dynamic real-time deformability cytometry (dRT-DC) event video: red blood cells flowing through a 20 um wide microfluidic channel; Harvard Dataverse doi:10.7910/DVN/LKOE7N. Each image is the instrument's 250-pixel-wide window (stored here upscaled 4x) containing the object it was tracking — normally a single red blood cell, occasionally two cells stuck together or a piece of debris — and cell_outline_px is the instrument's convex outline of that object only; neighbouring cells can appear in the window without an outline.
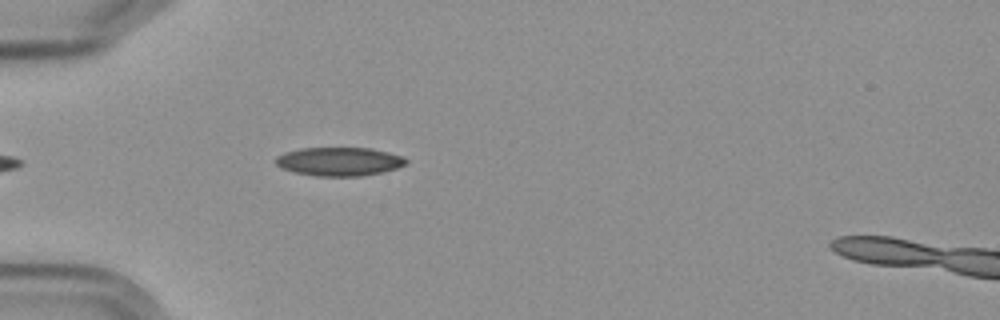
{"species": "Egyptian fruit bat (a non-hibernating species)", "species_latin": "Rousettus aegyptiacus", "temperature_condition": "cold", "stored_images_in_passage": 5, "camera_frame_rate_fps": 3000, "um_per_image_px": 0.085, "frame": {"image": 1, "passage_image": 5, "time_ms": 4.667, "image_size_px": [1000, 320], "cell_outline_px": [[408, 164], [384, 172], [360, 176], [316, 176], [292, 172], [280, 168], [276, 164], [276, 156], [284, 152], [304, 148], [372, 148], [404, 156], [408, 160]], "centroid_in_image_um": [28.85, 13.73], "position_along_channel_um": 56.1, "area_um2": 21.96}}